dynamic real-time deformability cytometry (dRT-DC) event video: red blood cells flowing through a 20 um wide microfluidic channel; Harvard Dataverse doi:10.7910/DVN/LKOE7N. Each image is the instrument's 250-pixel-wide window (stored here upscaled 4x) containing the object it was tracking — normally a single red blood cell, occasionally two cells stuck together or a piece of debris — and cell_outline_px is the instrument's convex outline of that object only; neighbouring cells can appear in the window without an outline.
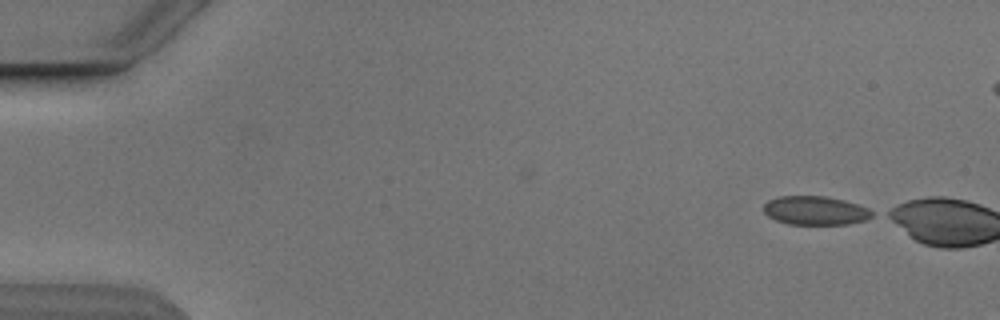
{"species": "Egyptian fruit bat (a non-hibernating species)", "species_latin": "Rousettus aegyptiacus", "temperature_condition": "cold", "stored_images_in_passage": 2, "camera_frame_rate_fps": 3000, "um_per_image_px": 0.085, "animal": {"sex": "male"}, "frame": {"image": 1, "passage_image": 1, "time_ms": 0.0, "image_size_px": [1000, 320], "cell_outline_px": [[876, 216], [868, 220], [848, 224], [788, 224], [776, 220], [768, 216], [764, 212], [764, 204], [768, 200], [776, 196], [824, 196], [844, 200], [868, 208], [876, 212]], "centroid_in_image_um": [69.35, 17.9], "position_along_channel_um": 15.6, "area_um2": 18.44}}